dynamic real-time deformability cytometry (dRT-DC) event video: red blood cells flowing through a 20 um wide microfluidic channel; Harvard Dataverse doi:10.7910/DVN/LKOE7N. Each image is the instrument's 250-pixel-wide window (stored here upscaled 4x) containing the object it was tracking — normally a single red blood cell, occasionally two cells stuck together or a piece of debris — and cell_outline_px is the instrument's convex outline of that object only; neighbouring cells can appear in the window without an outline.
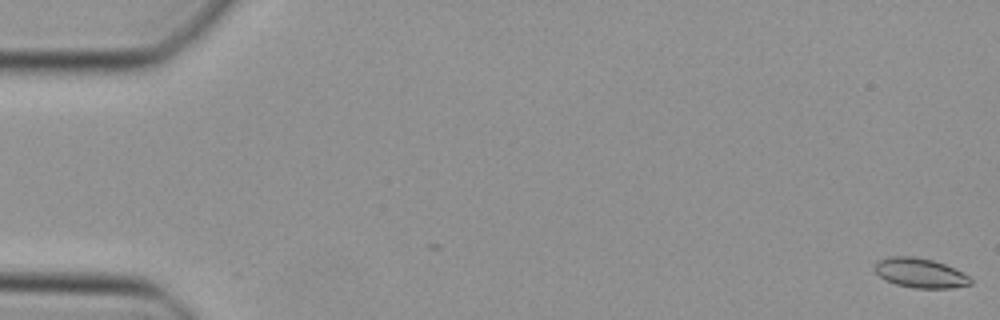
{"species": "Egyptian fruit bat (a non-hibernating species)", "species_latin": "Rousettus aegyptiacus", "temperature_condition": "cold", "stored_images_in_passage": 48, "camera_frame_rate_fps": 3000, "um_per_image_px": 0.085, "animal": {"sex": "female"}, "frame": {"image": 1, "passage_image": 1, "time_ms": 0.0, "image_size_px": [1000, 320], "cell_outline_px": [[972, 284], [952, 288], [912, 288], [896, 284], [884, 280], [876, 272], [876, 264], [880, 260], [892, 256], [912, 256], [932, 260], [944, 264], [964, 272], [972, 280]], "centroid_in_image_um": [78.25, 23.21], "position_along_channel_um": 6.8, "area_um2": 16.42}}
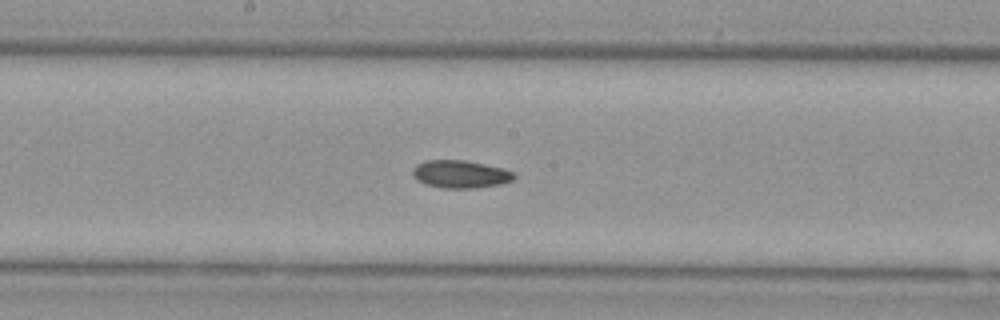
{"frame": {"image": 2, "passage_image": 26, "time_ms": 8.333, "image_size_px": [1000, 320], "cell_outline_px": [[516, 176], [512, 180], [500, 184], [476, 188], [444, 188], [424, 184], [416, 180], [412, 176], [412, 168], [416, 164], [424, 160], [464, 160], [504, 168], [512, 172]], "centroid_in_image_um": [39.08, 14.8], "position_along_channel_um": 209.1, "area_um2": 16.53}}
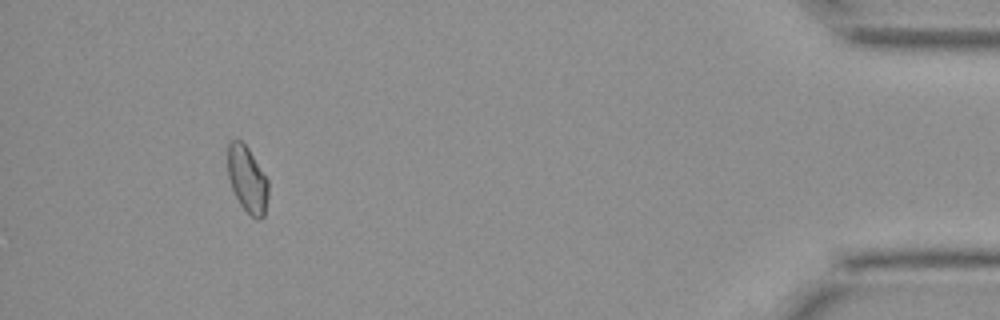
{"frame": {"image": 3, "passage_image": 45, "time_ms": 14.667, "image_size_px": [1000, 320], "cell_outline_px": [[268, 196], [264, 216], [260, 220], [256, 220], [240, 204], [232, 188], [228, 176], [228, 144], [232, 140], [240, 140], [248, 148], [268, 180]], "centroid_in_image_um": [21.03, 15.26], "position_along_channel_um": 414.2, "area_um2": 15.49}}